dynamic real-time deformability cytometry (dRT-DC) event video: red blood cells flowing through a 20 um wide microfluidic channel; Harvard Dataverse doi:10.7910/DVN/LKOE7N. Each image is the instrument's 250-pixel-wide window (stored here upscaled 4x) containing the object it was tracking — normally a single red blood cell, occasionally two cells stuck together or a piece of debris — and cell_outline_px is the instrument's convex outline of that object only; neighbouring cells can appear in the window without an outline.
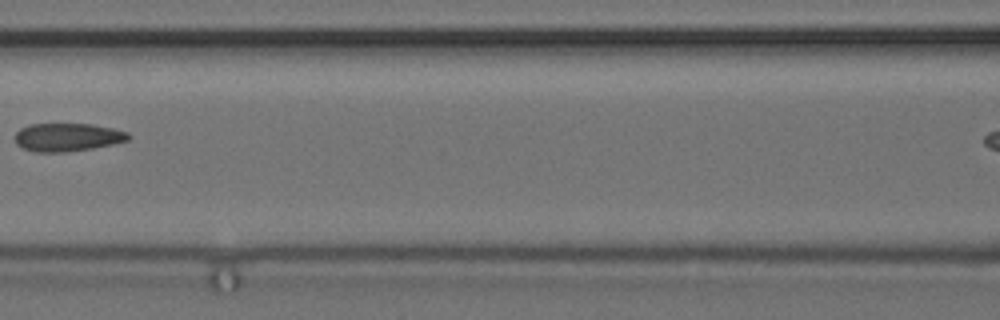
{"species": "common noctule bat (a hibernating species)", "species_latin": "Nyctalus noctula", "temperature_condition": "cold", "stored_images_in_passage": 7, "segment_of_instrument_passage": [1, 2], "camera_frame_rate_fps": 3000, "um_per_image_px": 0.085, "animal": {"sex": "female", "body_mass_g": 24.6, "forearm_length_mm": 56.2}, "frame": {"image": 1, "passage_image": 5, "time_ms": 1.333, "image_size_px": [1000, 320], "cell_outline_px": [[132, 136], [128, 140], [112, 144], [92, 148], [64, 152], [36, 152], [24, 148], [16, 144], [16, 132], [20, 128], [28, 124], [92, 124], [112, 128], [128, 132]], "centroid_in_image_um": [5.74, 11.65], "position_along_channel_um": 160.9, "area_um2": 18.55}}
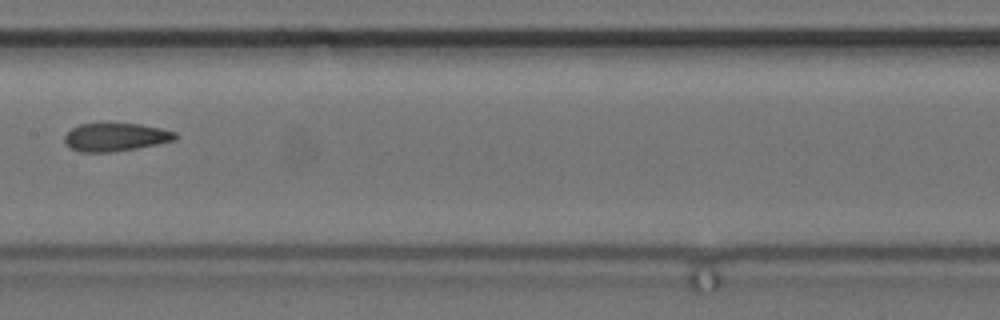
{"frame": {"image": 2, "passage_image": 6, "time_ms": 1.667, "image_size_px": [1000, 320], "cell_outline_px": [[180, 136], [176, 140], [136, 148], [112, 152], [80, 152], [68, 148], [64, 140], [64, 136], [72, 128], [80, 124], [108, 120], [112, 120], [140, 124], [160, 128], [176, 132]], "centroid_in_image_um": [9.8, 11.6], "position_along_channel_um": 197.6, "area_um2": 19.07}}